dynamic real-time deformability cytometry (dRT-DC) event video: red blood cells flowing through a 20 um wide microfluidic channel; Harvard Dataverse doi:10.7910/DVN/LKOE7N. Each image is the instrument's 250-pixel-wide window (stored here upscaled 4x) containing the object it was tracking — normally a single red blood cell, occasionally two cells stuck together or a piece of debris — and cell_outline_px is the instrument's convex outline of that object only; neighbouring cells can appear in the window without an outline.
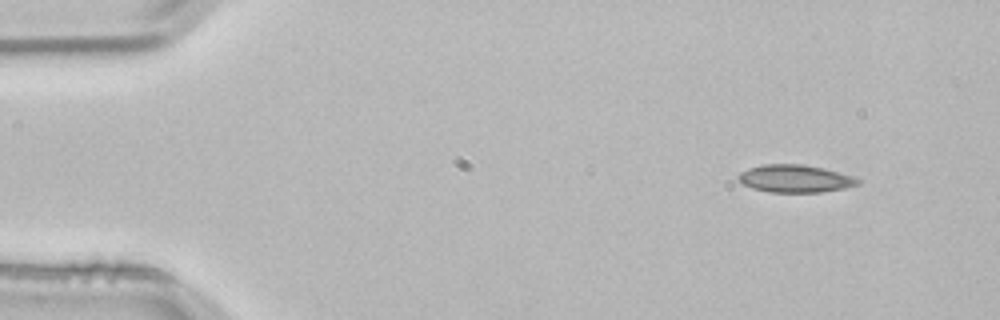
{"species": "common noctule bat (a hibernating species)", "species_latin": "Nyctalus noctula", "temperature_condition": "room temperature", "stored_images_in_passage": 3, "camera_frame_rate_fps": 3000, "um_per_image_px": 0.085, "animal": {"sex": "male", "body_mass_g": 21.5, "forearm_length_mm": 52.0}, "frame": {"image": 1, "passage_image": 3, "time_ms": 0.667, "image_size_px": [1000, 320], "cell_outline_px": [[860, 184], [844, 188], [820, 192], [768, 192], [752, 188], [744, 184], [736, 176], [740, 172], [748, 168], [764, 164], [800, 164], [824, 168], [852, 176], [860, 180]], "centroid_in_image_um": [67.57, 15.18], "position_along_channel_um": 17.4, "area_um2": 19.13}}